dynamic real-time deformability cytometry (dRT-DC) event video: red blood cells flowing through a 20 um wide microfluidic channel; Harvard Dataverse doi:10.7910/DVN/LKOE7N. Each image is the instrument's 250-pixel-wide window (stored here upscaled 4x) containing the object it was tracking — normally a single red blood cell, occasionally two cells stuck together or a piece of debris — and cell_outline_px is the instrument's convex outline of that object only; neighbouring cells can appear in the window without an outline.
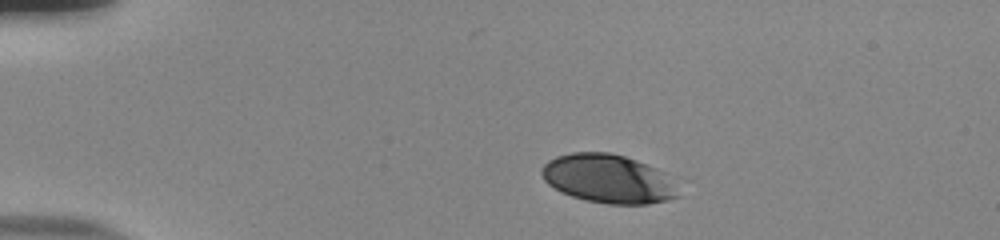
{"species": "human", "species_latin": "Homo sapiens", "temperature_condition": "room temperature", "stored_images_in_passage": 45, "camera_frame_rate_fps": 3000, "um_per_image_px": 0.085, "donor": {"sex": "male"}, "frame": {"image": 1, "passage_image": 1, "time_ms": 0.0, "image_size_px": [1000, 240], "cell_outline_px": [[684, 176], [680, 196], [668, 200], [648, 204], [608, 204], [584, 200], [560, 192], [548, 184], [544, 180], [540, 172], [540, 168], [548, 160], [556, 156], [572, 152], [608, 152], [624, 156]], "centroid_in_image_um": [51.9, 15.2], "position_along_channel_um": 33.1, "area_um2": 40.63}}
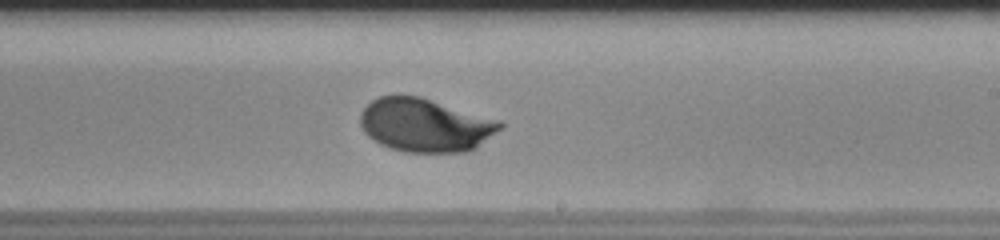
{"frame": {"image": 2, "passage_image": 24, "time_ms": 7.667, "image_size_px": [1000, 240], "cell_outline_px": [[504, 124], [500, 128], [476, 148], [468, 152], [404, 152], [388, 148], [380, 144], [368, 136], [364, 132], [360, 124], [360, 116], [364, 108], [372, 100], [380, 96], [396, 92], [420, 96], [500, 120]], "centroid_in_image_um": [36.1, 10.61], "position_along_channel_um": 252.9, "area_um2": 43.99}}
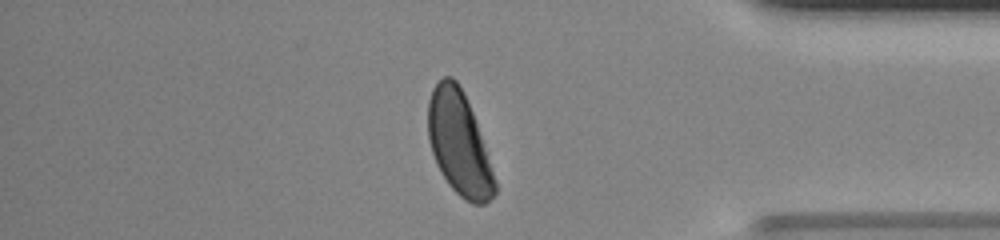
{"frame": {"image": 3, "passage_image": 37, "time_ms": 12.0, "image_size_px": [1000, 240], "cell_outline_px": [[496, 192], [484, 204], [472, 204], [464, 200], [448, 184], [440, 172], [436, 164], [428, 140], [428, 100], [432, 88], [444, 76], [452, 76], [456, 80], [472, 112], [496, 180]], "centroid_in_image_um": [38.99, 12.21], "position_along_channel_um": 396.2, "area_um2": 39.77}, "authors_computed_cell_mechanics": {"area_um2": 41.7894, "velocity_mm_per_s": 3.7529, "shape_relaxation_time_tau1_ms": 3.1599, "shape_relaxation_time_tau2_ms": null, "deformation_change_tau1": 0.1498, "deformation_change_tau2": null}}